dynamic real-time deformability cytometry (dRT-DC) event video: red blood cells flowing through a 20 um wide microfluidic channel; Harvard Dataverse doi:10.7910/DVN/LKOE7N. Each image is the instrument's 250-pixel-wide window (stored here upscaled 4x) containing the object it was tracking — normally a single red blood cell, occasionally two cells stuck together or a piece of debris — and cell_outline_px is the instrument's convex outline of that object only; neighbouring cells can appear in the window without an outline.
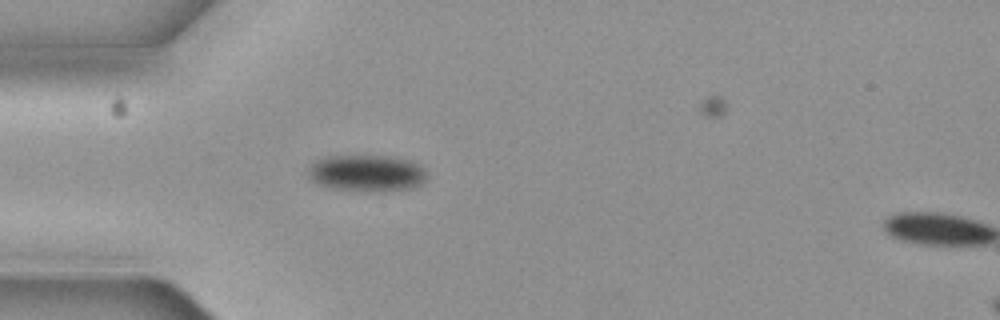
{"species": "common noctule bat (a hibernating species)", "species_latin": "Nyctalus noctula", "temperature_condition": "cold", "stored_images_in_passage": 4, "segment_of_instrument_passage": [1, 2], "camera_frame_rate_fps": 3000, "um_per_image_px": 0.085, "animal": {"sex": "female", "body_mass_g": 19.3, "forearm_length_mm": 54.1}, "frame": {"image": 1, "passage_image": 3, "time_ms": 0.667, "image_size_px": [1000, 320], "cell_outline_px": [[428, 176], [420, 184], [412, 188], [388, 192], [368, 192], [332, 188], [316, 184], [304, 172], [312, 160], [328, 156], [384, 156], [408, 160], [420, 164], [424, 168]], "centroid_in_image_um": [31.12, 14.73], "position_along_channel_um": 53.9, "area_um2": 26.01}}